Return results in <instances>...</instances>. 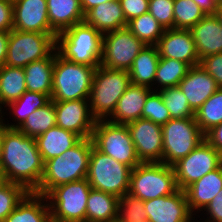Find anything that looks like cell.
<instances>
[{
    "instance_id": "6da1fadb",
    "label": "cell",
    "mask_w": 222,
    "mask_h": 222,
    "mask_svg": "<svg viewBox=\"0 0 222 222\" xmlns=\"http://www.w3.org/2000/svg\"><path fill=\"white\" fill-rule=\"evenodd\" d=\"M0 171L4 181L20 184L34 192L44 172L35 138L5 127L0 145Z\"/></svg>"
},
{
    "instance_id": "7a4b0ae2",
    "label": "cell",
    "mask_w": 222,
    "mask_h": 222,
    "mask_svg": "<svg viewBox=\"0 0 222 222\" xmlns=\"http://www.w3.org/2000/svg\"><path fill=\"white\" fill-rule=\"evenodd\" d=\"M92 146L91 138H82L61 155L45 161L42 179L34 193L46 196L59 185L87 178Z\"/></svg>"
},
{
    "instance_id": "3957f363",
    "label": "cell",
    "mask_w": 222,
    "mask_h": 222,
    "mask_svg": "<svg viewBox=\"0 0 222 222\" xmlns=\"http://www.w3.org/2000/svg\"><path fill=\"white\" fill-rule=\"evenodd\" d=\"M103 34L85 21L57 34L56 50L73 63L99 67L102 56Z\"/></svg>"
},
{
    "instance_id": "277c9868",
    "label": "cell",
    "mask_w": 222,
    "mask_h": 222,
    "mask_svg": "<svg viewBox=\"0 0 222 222\" xmlns=\"http://www.w3.org/2000/svg\"><path fill=\"white\" fill-rule=\"evenodd\" d=\"M95 70L96 67L64 59L55 49L51 100H89Z\"/></svg>"
},
{
    "instance_id": "5b68a950",
    "label": "cell",
    "mask_w": 222,
    "mask_h": 222,
    "mask_svg": "<svg viewBox=\"0 0 222 222\" xmlns=\"http://www.w3.org/2000/svg\"><path fill=\"white\" fill-rule=\"evenodd\" d=\"M131 84L127 70L96 68L93 76L89 105L96 120H107L114 112L118 100Z\"/></svg>"
},
{
    "instance_id": "8992f818",
    "label": "cell",
    "mask_w": 222,
    "mask_h": 222,
    "mask_svg": "<svg viewBox=\"0 0 222 222\" xmlns=\"http://www.w3.org/2000/svg\"><path fill=\"white\" fill-rule=\"evenodd\" d=\"M178 189L173 166L146 162L131 170L128 193L142 201L171 195Z\"/></svg>"
},
{
    "instance_id": "52a82bcc",
    "label": "cell",
    "mask_w": 222,
    "mask_h": 222,
    "mask_svg": "<svg viewBox=\"0 0 222 222\" xmlns=\"http://www.w3.org/2000/svg\"><path fill=\"white\" fill-rule=\"evenodd\" d=\"M91 188L87 178L53 188L46 195L51 222H86L87 198Z\"/></svg>"
},
{
    "instance_id": "ba28073f",
    "label": "cell",
    "mask_w": 222,
    "mask_h": 222,
    "mask_svg": "<svg viewBox=\"0 0 222 222\" xmlns=\"http://www.w3.org/2000/svg\"><path fill=\"white\" fill-rule=\"evenodd\" d=\"M131 170L92 146L87 174L92 188L121 198L128 193Z\"/></svg>"
},
{
    "instance_id": "9c48e42d",
    "label": "cell",
    "mask_w": 222,
    "mask_h": 222,
    "mask_svg": "<svg viewBox=\"0 0 222 222\" xmlns=\"http://www.w3.org/2000/svg\"><path fill=\"white\" fill-rule=\"evenodd\" d=\"M57 33L10 30L6 66L25 67L47 58L56 49Z\"/></svg>"
},
{
    "instance_id": "30bf717a",
    "label": "cell",
    "mask_w": 222,
    "mask_h": 222,
    "mask_svg": "<svg viewBox=\"0 0 222 222\" xmlns=\"http://www.w3.org/2000/svg\"><path fill=\"white\" fill-rule=\"evenodd\" d=\"M162 136V163L168 166H173L205 140L195 118L170 119L162 126Z\"/></svg>"
},
{
    "instance_id": "8fae6325",
    "label": "cell",
    "mask_w": 222,
    "mask_h": 222,
    "mask_svg": "<svg viewBox=\"0 0 222 222\" xmlns=\"http://www.w3.org/2000/svg\"><path fill=\"white\" fill-rule=\"evenodd\" d=\"M91 139L96 149L131 169L141 163L126 125L96 120Z\"/></svg>"
},
{
    "instance_id": "7c38bea8",
    "label": "cell",
    "mask_w": 222,
    "mask_h": 222,
    "mask_svg": "<svg viewBox=\"0 0 222 222\" xmlns=\"http://www.w3.org/2000/svg\"><path fill=\"white\" fill-rule=\"evenodd\" d=\"M144 47L127 27L104 33L100 66L128 71Z\"/></svg>"
},
{
    "instance_id": "4fadbf2b",
    "label": "cell",
    "mask_w": 222,
    "mask_h": 222,
    "mask_svg": "<svg viewBox=\"0 0 222 222\" xmlns=\"http://www.w3.org/2000/svg\"><path fill=\"white\" fill-rule=\"evenodd\" d=\"M221 164L222 155L206 140L202 141L187 156L173 165L178 188L184 191Z\"/></svg>"
},
{
    "instance_id": "5bb4252c",
    "label": "cell",
    "mask_w": 222,
    "mask_h": 222,
    "mask_svg": "<svg viewBox=\"0 0 222 222\" xmlns=\"http://www.w3.org/2000/svg\"><path fill=\"white\" fill-rule=\"evenodd\" d=\"M141 163L161 162L163 156L162 126L139 118L126 124Z\"/></svg>"
},
{
    "instance_id": "9a60e30c",
    "label": "cell",
    "mask_w": 222,
    "mask_h": 222,
    "mask_svg": "<svg viewBox=\"0 0 222 222\" xmlns=\"http://www.w3.org/2000/svg\"><path fill=\"white\" fill-rule=\"evenodd\" d=\"M56 126L74 132L81 138H91L96 119L90 111L89 100L54 102Z\"/></svg>"
},
{
    "instance_id": "2e32d148",
    "label": "cell",
    "mask_w": 222,
    "mask_h": 222,
    "mask_svg": "<svg viewBox=\"0 0 222 222\" xmlns=\"http://www.w3.org/2000/svg\"><path fill=\"white\" fill-rule=\"evenodd\" d=\"M146 219L152 222H194L185 191L178 189L171 195L144 201ZM193 220V221H192Z\"/></svg>"
},
{
    "instance_id": "e0dca14e",
    "label": "cell",
    "mask_w": 222,
    "mask_h": 222,
    "mask_svg": "<svg viewBox=\"0 0 222 222\" xmlns=\"http://www.w3.org/2000/svg\"><path fill=\"white\" fill-rule=\"evenodd\" d=\"M13 29L38 33H56L50 26L46 0L13 1Z\"/></svg>"
},
{
    "instance_id": "ac0fdd59",
    "label": "cell",
    "mask_w": 222,
    "mask_h": 222,
    "mask_svg": "<svg viewBox=\"0 0 222 222\" xmlns=\"http://www.w3.org/2000/svg\"><path fill=\"white\" fill-rule=\"evenodd\" d=\"M156 46L162 58L179 60L190 67L200 63L190 30L166 29Z\"/></svg>"
},
{
    "instance_id": "d6986e66",
    "label": "cell",
    "mask_w": 222,
    "mask_h": 222,
    "mask_svg": "<svg viewBox=\"0 0 222 222\" xmlns=\"http://www.w3.org/2000/svg\"><path fill=\"white\" fill-rule=\"evenodd\" d=\"M178 87L186 96L194 113L220 88L200 65L191 67Z\"/></svg>"
},
{
    "instance_id": "ffe728a7",
    "label": "cell",
    "mask_w": 222,
    "mask_h": 222,
    "mask_svg": "<svg viewBox=\"0 0 222 222\" xmlns=\"http://www.w3.org/2000/svg\"><path fill=\"white\" fill-rule=\"evenodd\" d=\"M190 32L199 61L209 55L222 53V25L216 14H206Z\"/></svg>"
},
{
    "instance_id": "44dd1931",
    "label": "cell",
    "mask_w": 222,
    "mask_h": 222,
    "mask_svg": "<svg viewBox=\"0 0 222 222\" xmlns=\"http://www.w3.org/2000/svg\"><path fill=\"white\" fill-rule=\"evenodd\" d=\"M221 189L222 164L184 190L190 212L198 216L197 214L206 208Z\"/></svg>"
},
{
    "instance_id": "7402d4cb",
    "label": "cell",
    "mask_w": 222,
    "mask_h": 222,
    "mask_svg": "<svg viewBox=\"0 0 222 222\" xmlns=\"http://www.w3.org/2000/svg\"><path fill=\"white\" fill-rule=\"evenodd\" d=\"M152 91L146 86L130 84L118 100L114 112L107 120L115 124L126 125L142 118L145 101Z\"/></svg>"
},
{
    "instance_id": "603a6c76",
    "label": "cell",
    "mask_w": 222,
    "mask_h": 222,
    "mask_svg": "<svg viewBox=\"0 0 222 222\" xmlns=\"http://www.w3.org/2000/svg\"><path fill=\"white\" fill-rule=\"evenodd\" d=\"M84 21L102 34L127 27L119 0L101 3L85 14Z\"/></svg>"
},
{
    "instance_id": "cb8c5ba5",
    "label": "cell",
    "mask_w": 222,
    "mask_h": 222,
    "mask_svg": "<svg viewBox=\"0 0 222 222\" xmlns=\"http://www.w3.org/2000/svg\"><path fill=\"white\" fill-rule=\"evenodd\" d=\"M82 138L72 131L55 126L35 138L43 162L61 155L75 146Z\"/></svg>"
},
{
    "instance_id": "d4e9b609",
    "label": "cell",
    "mask_w": 222,
    "mask_h": 222,
    "mask_svg": "<svg viewBox=\"0 0 222 222\" xmlns=\"http://www.w3.org/2000/svg\"><path fill=\"white\" fill-rule=\"evenodd\" d=\"M51 28L58 34L85 19L80 0H46Z\"/></svg>"
},
{
    "instance_id": "484cf974",
    "label": "cell",
    "mask_w": 222,
    "mask_h": 222,
    "mask_svg": "<svg viewBox=\"0 0 222 222\" xmlns=\"http://www.w3.org/2000/svg\"><path fill=\"white\" fill-rule=\"evenodd\" d=\"M2 222H51L46 196L29 192Z\"/></svg>"
},
{
    "instance_id": "4316f807",
    "label": "cell",
    "mask_w": 222,
    "mask_h": 222,
    "mask_svg": "<svg viewBox=\"0 0 222 222\" xmlns=\"http://www.w3.org/2000/svg\"><path fill=\"white\" fill-rule=\"evenodd\" d=\"M159 59L157 46L145 45L128 70L131 84L146 86L153 90Z\"/></svg>"
},
{
    "instance_id": "83f0119b",
    "label": "cell",
    "mask_w": 222,
    "mask_h": 222,
    "mask_svg": "<svg viewBox=\"0 0 222 222\" xmlns=\"http://www.w3.org/2000/svg\"><path fill=\"white\" fill-rule=\"evenodd\" d=\"M55 50L47 57L26 65L23 70L27 91L52 96Z\"/></svg>"
},
{
    "instance_id": "f1b7e54d",
    "label": "cell",
    "mask_w": 222,
    "mask_h": 222,
    "mask_svg": "<svg viewBox=\"0 0 222 222\" xmlns=\"http://www.w3.org/2000/svg\"><path fill=\"white\" fill-rule=\"evenodd\" d=\"M119 198L91 188L86 206V222H113L117 220Z\"/></svg>"
},
{
    "instance_id": "f546056e",
    "label": "cell",
    "mask_w": 222,
    "mask_h": 222,
    "mask_svg": "<svg viewBox=\"0 0 222 222\" xmlns=\"http://www.w3.org/2000/svg\"><path fill=\"white\" fill-rule=\"evenodd\" d=\"M51 101V98L44 94V93H37V92H31L26 91L18 100L8 103L4 110L9 111V114L11 116L12 114V120L15 123H9V121L5 122V126L7 128L11 129H18L28 118L30 114L36 111V109H39L41 107H44L46 104H48ZM8 107V108H7ZM7 108V109H6Z\"/></svg>"
},
{
    "instance_id": "4dcf8cb0",
    "label": "cell",
    "mask_w": 222,
    "mask_h": 222,
    "mask_svg": "<svg viewBox=\"0 0 222 222\" xmlns=\"http://www.w3.org/2000/svg\"><path fill=\"white\" fill-rule=\"evenodd\" d=\"M27 91L23 67H0V111Z\"/></svg>"
},
{
    "instance_id": "1f68e13d",
    "label": "cell",
    "mask_w": 222,
    "mask_h": 222,
    "mask_svg": "<svg viewBox=\"0 0 222 222\" xmlns=\"http://www.w3.org/2000/svg\"><path fill=\"white\" fill-rule=\"evenodd\" d=\"M190 68L187 63L182 61L160 57L156 68L154 84L157 87H154L153 91H158L166 87H177L180 81L187 75Z\"/></svg>"
},
{
    "instance_id": "d6a6232c",
    "label": "cell",
    "mask_w": 222,
    "mask_h": 222,
    "mask_svg": "<svg viewBox=\"0 0 222 222\" xmlns=\"http://www.w3.org/2000/svg\"><path fill=\"white\" fill-rule=\"evenodd\" d=\"M55 126L56 113L54 101L51 100L44 107L36 109L30 114L18 130L28 137L36 138Z\"/></svg>"
},
{
    "instance_id": "836d02e7",
    "label": "cell",
    "mask_w": 222,
    "mask_h": 222,
    "mask_svg": "<svg viewBox=\"0 0 222 222\" xmlns=\"http://www.w3.org/2000/svg\"><path fill=\"white\" fill-rule=\"evenodd\" d=\"M127 28L145 45H157L165 31L149 12L130 20Z\"/></svg>"
},
{
    "instance_id": "e575fe53",
    "label": "cell",
    "mask_w": 222,
    "mask_h": 222,
    "mask_svg": "<svg viewBox=\"0 0 222 222\" xmlns=\"http://www.w3.org/2000/svg\"><path fill=\"white\" fill-rule=\"evenodd\" d=\"M196 123L206 134L222 123V88L220 87L195 113Z\"/></svg>"
},
{
    "instance_id": "d590c367",
    "label": "cell",
    "mask_w": 222,
    "mask_h": 222,
    "mask_svg": "<svg viewBox=\"0 0 222 222\" xmlns=\"http://www.w3.org/2000/svg\"><path fill=\"white\" fill-rule=\"evenodd\" d=\"M165 107L169 110L171 119L195 118L188 100L179 87H166L158 90Z\"/></svg>"
},
{
    "instance_id": "8d00e7d4",
    "label": "cell",
    "mask_w": 222,
    "mask_h": 222,
    "mask_svg": "<svg viewBox=\"0 0 222 222\" xmlns=\"http://www.w3.org/2000/svg\"><path fill=\"white\" fill-rule=\"evenodd\" d=\"M174 29L190 30L206 13L195 2L174 0Z\"/></svg>"
},
{
    "instance_id": "74e56055",
    "label": "cell",
    "mask_w": 222,
    "mask_h": 222,
    "mask_svg": "<svg viewBox=\"0 0 222 222\" xmlns=\"http://www.w3.org/2000/svg\"><path fill=\"white\" fill-rule=\"evenodd\" d=\"M29 191L22 185L2 181L0 183V222L23 200Z\"/></svg>"
},
{
    "instance_id": "f35d334b",
    "label": "cell",
    "mask_w": 222,
    "mask_h": 222,
    "mask_svg": "<svg viewBox=\"0 0 222 222\" xmlns=\"http://www.w3.org/2000/svg\"><path fill=\"white\" fill-rule=\"evenodd\" d=\"M146 219L144 201L129 193L119 198L117 221L118 222H140Z\"/></svg>"
},
{
    "instance_id": "ab89813d",
    "label": "cell",
    "mask_w": 222,
    "mask_h": 222,
    "mask_svg": "<svg viewBox=\"0 0 222 222\" xmlns=\"http://www.w3.org/2000/svg\"><path fill=\"white\" fill-rule=\"evenodd\" d=\"M142 118L163 126L170 119L169 110L165 107L163 99L158 91H152L145 101Z\"/></svg>"
},
{
    "instance_id": "60d3db41",
    "label": "cell",
    "mask_w": 222,
    "mask_h": 222,
    "mask_svg": "<svg viewBox=\"0 0 222 222\" xmlns=\"http://www.w3.org/2000/svg\"><path fill=\"white\" fill-rule=\"evenodd\" d=\"M174 0H149L148 12L166 29H174Z\"/></svg>"
},
{
    "instance_id": "b9f144b4",
    "label": "cell",
    "mask_w": 222,
    "mask_h": 222,
    "mask_svg": "<svg viewBox=\"0 0 222 222\" xmlns=\"http://www.w3.org/2000/svg\"><path fill=\"white\" fill-rule=\"evenodd\" d=\"M199 65L217 82L222 88V53L209 55L200 60Z\"/></svg>"
},
{
    "instance_id": "7bdbcfd3",
    "label": "cell",
    "mask_w": 222,
    "mask_h": 222,
    "mask_svg": "<svg viewBox=\"0 0 222 222\" xmlns=\"http://www.w3.org/2000/svg\"><path fill=\"white\" fill-rule=\"evenodd\" d=\"M127 23L148 12L149 0H119Z\"/></svg>"
},
{
    "instance_id": "ee69618b",
    "label": "cell",
    "mask_w": 222,
    "mask_h": 222,
    "mask_svg": "<svg viewBox=\"0 0 222 222\" xmlns=\"http://www.w3.org/2000/svg\"><path fill=\"white\" fill-rule=\"evenodd\" d=\"M206 211L207 218H204V221H195L197 222H222V189L219 193L212 199V201L206 206L202 215ZM210 215V216H209Z\"/></svg>"
},
{
    "instance_id": "f6af8a7d",
    "label": "cell",
    "mask_w": 222,
    "mask_h": 222,
    "mask_svg": "<svg viewBox=\"0 0 222 222\" xmlns=\"http://www.w3.org/2000/svg\"><path fill=\"white\" fill-rule=\"evenodd\" d=\"M13 29V1L0 0V31Z\"/></svg>"
},
{
    "instance_id": "bcb514c9",
    "label": "cell",
    "mask_w": 222,
    "mask_h": 222,
    "mask_svg": "<svg viewBox=\"0 0 222 222\" xmlns=\"http://www.w3.org/2000/svg\"><path fill=\"white\" fill-rule=\"evenodd\" d=\"M205 140L222 155V123L208 131Z\"/></svg>"
},
{
    "instance_id": "7dc6e473",
    "label": "cell",
    "mask_w": 222,
    "mask_h": 222,
    "mask_svg": "<svg viewBox=\"0 0 222 222\" xmlns=\"http://www.w3.org/2000/svg\"><path fill=\"white\" fill-rule=\"evenodd\" d=\"M10 31H0V67L5 64Z\"/></svg>"
},
{
    "instance_id": "c3c4849f",
    "label": "cell",
    "mask_w": 222,
    "mask_h": 222,
    "mask_svg": "<svg viewBox=\"0 0 222 222\" xmlns=\"http://www.w3.org/2000/svg\"><path fill=\"white\" fill-rule=\"evenodd\" d=\"M195 2L206 14H216L217 0H190Z\"/></svg>"
},
{
    "instance_id": "681fc988",
    "label": "cell",
    "mask_w": 222,
    "mask_h": 222,
    "mask_svg": "<svg viewBox=\"0 0 222 222\" xmlns=\"http://www.w3.org/2000/svg\"><path fill=\"white\" fill-rule=\"evenodd\" d=\"M113 0H80V5L84 14H86L93 7Z\"/></svg>"
},
{
    "instance_id": "f907efd6",
    "label": "cell",
    "mask_w": 222,
    "mask_h": 222,
    "mask_svg": "<svg viewBox=\"0 0 222 222\" xmlns=\"http://www.w3.org/2000/svg\"><path fill=\"white\" fill-rule=\"evenodd\" d=\"M3 112H4V110L0 111V145H1V137H2L3 131H4L5 127H6L5 123H4V116H5L4 114L5 113H3Z\"/></svg>"
},
{
    "instance_id": "816d5d0a",
    "label": "cell",
    "mask_w": 222,
    "mask_h": 222,
    "mask_svg": "<svg viewBox=\"0 0 222 222\" xmlns=\"http://www.w3.org/2000/svg\"><path fill=\"white\" fill-rule=\"evenodd\" d=\"M216 16L219 18L222 25V6H218V9L216 11Z\"/></svg>"
},
{
    "instance_id": "f5cc1de1",
    "label": "cell",
    "mask_w": 222,
    "mask_h": 222,
    "mask_svg": "<svg viewBox=\"0 0 222 222\" xmlns=\"http://www.w3.org/2000/svg\"><path fill=\"white\" fill-rule=\"evenodd\" d=\"M217 5L222 6V0H217Z\"/></svg>"
},
{
    "instance_id": "db71d44e",
    "label": "cell",
    "mask_w": 222,
    "mask_h": 222,
    "mask_svg": "<svg viewBox=\"0 0 222 222\" xmlns=\"http://www.w3.org/2000/svg\"><path fill=\"white\" fill-rule=\"evenodd\" d=\"M140 222H152V221H150L149 219H144V220H142Z\"/></svg>"
},
{
    "instance_id": "11a10c76",
    "label": "cell",
    "mask_w": 222,
    "mask_h": 222,
    "mask_svg": "<svg viewBox=\"0 0 222 222\" xmlns=\"http://www.w3.org/2000/svg\"><path fill=\"white\" fill-rule=\"evenodd\" d=\"M2 181H4V180H3V177H2L1 171H0V183H1Z\"/></svg>"
}]
</instances>
